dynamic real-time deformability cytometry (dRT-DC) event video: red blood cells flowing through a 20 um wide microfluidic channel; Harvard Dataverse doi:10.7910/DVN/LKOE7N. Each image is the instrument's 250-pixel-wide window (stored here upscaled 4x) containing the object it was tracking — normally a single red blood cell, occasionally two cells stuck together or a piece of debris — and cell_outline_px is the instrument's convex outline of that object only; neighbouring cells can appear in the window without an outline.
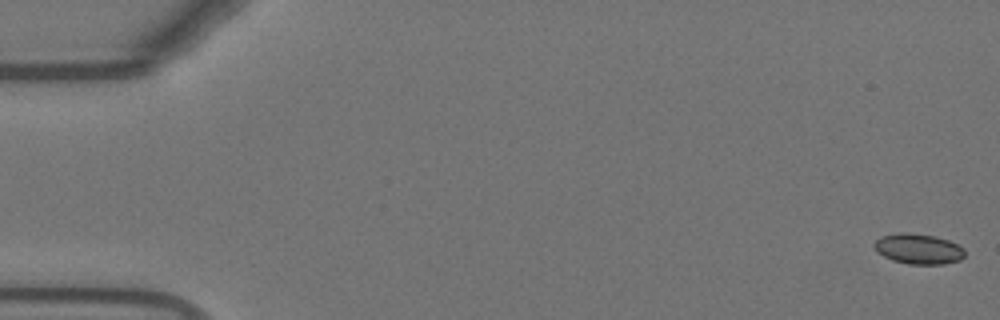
{"species": "Egyptian fruit bat (a non-hibernating species)", "species_latin": "Rousettus aegyptiacus", "temperature_condition": "warm", "stored_images_in_passage": 55, "camera_frame_rate_fps": 3000, "um_per_image_px": 0.085, "animal": {"sex": "female"}, "frame": {"image": 1, "passage_image": 1, "time_ms": 0.0, "image_size_px": [1000, 320], "cell_outline_px": [[964, 256], [960, 260], [944, 264], [908, 264], [892, 260], [876, 252], [872, 244], [880, 236], [896, 232], [904, 232], [936, 236], [948, 240], [964, 248]], "centroid_in_image_um": [78.02, 21.15], "position_along_channel_um": 7.0, "area_um2": 16.18}}
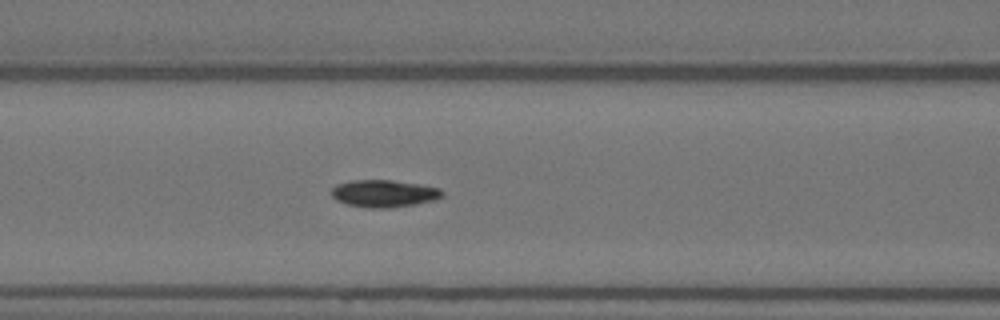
{"frame": {"image": 2, "passage_image": 23, "time_ms": 7.333, "image_size_px": [1000, 320], "cell_outline_px": [[444, 196], [436, 200], [416, 204], [388, 208], [368, 208], [348, 204], [336, 200], [328, 192], [336, 184], [352, 180], [392, 180], [440, 188], [444, 192]], "centroid_in_image_um": [32.62, 16.45], "position_along_channel_um": 134.0, "area_um2": 17.74}}
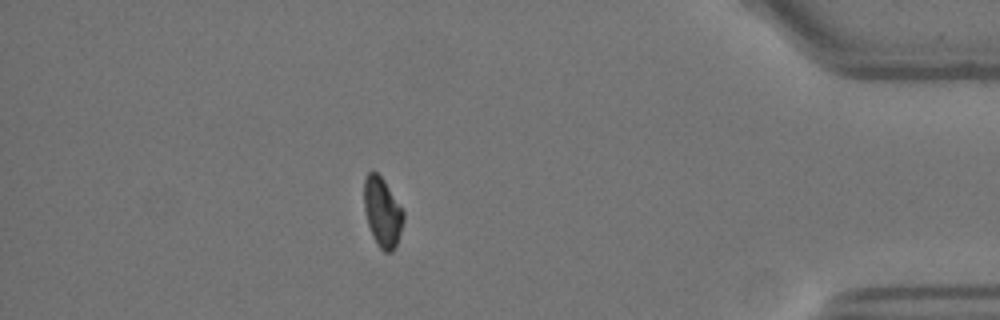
{"frame": {"image": 3, "passage_image": 48, "time_ms": 15.667, "image_size_px": [1000, 320], "cell_outline_px": [[404, 220], [396, 244], [392, 252], [384, 252], [376, 244], [372, 236], [368, 224], [364, 208], [364, 180], [368, 172], [376, 172], [384, 180], [404, 212]], "centroid_in_image_um": [32.49, 18.05], "position_along_channel_um": 402.7, "area_um2": 15.78}, "authors_computed_cell_mechanics": {"area_um2": 16.762, "velocity_mm_per_s": 3.738, "shape_relaxation_time_tau1_ms": 5.8251, "shape_relaxation_time_tau2_ms": 1.3343, "deformation_change_tau1": 0.1735, "deformation_change_tau2": 0.0322}}